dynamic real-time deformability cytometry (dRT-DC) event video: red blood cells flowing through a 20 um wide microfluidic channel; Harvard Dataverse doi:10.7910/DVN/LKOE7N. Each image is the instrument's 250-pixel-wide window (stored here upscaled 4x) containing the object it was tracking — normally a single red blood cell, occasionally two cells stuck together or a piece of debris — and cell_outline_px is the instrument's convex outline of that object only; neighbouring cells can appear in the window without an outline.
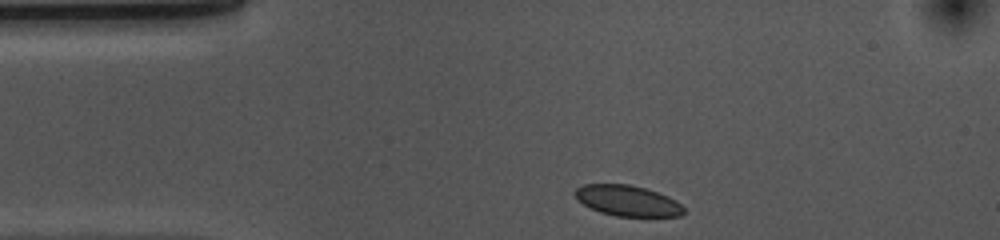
{"species": "common noctule bat (a hibernating species)", "species_latin": "Nyctalus noctula", "temperature_condition": "cold", "stored_images_in_passage": 33, "camera_frame_rate_fps": 3000, "um_per_image_px": 0.085, "animal": {"sex": "female", "body_mass_g": 10.0, "forearm_length_mm": 53.1}, "frame": {"image": 1, "passage_image": 1, "time_ms": 0.0, "image_size_px": [1000, 240], "cell_outline_px": [[684, 212], [680, 216], [616, 216], [600, 212], [576, 200], [572, 192], [576, 188], [584, 184], [628, 184], [644, 188], [668, 196], [676, 200], [684, 208]], "centroid_in_image_um": [53.3, 17.05], "position_along_channel_um": 31.7, "area_um2": 19.42}}
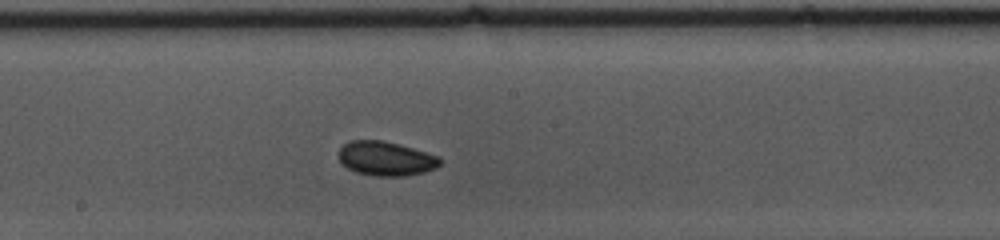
{"frame": {"image": 2, "passage_image": 19, "time_ms": 6.0, "image_size_px": [1000, 240], "cell_outline_px": [[440, 164], [436, 168], [424, 172], [404, 176], [372, 176], [356, 172], [348, 168], [340, 160], [340, 148], [348, 140], [384, 140], [400, 144], [440, 156]], "centroid_in_image_um": [32.82, 13.47], "position_along_channel_um": 215.4, "area_um2": 20.29}}
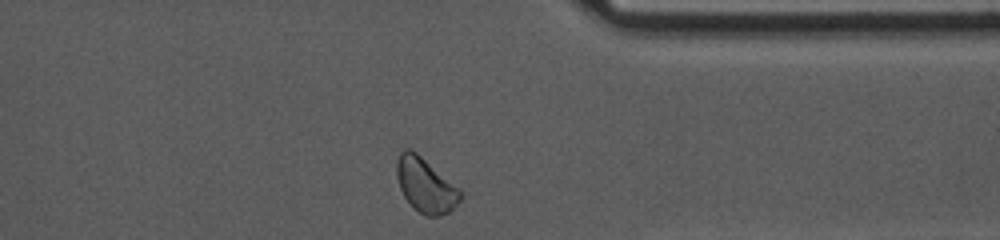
{"frame": {"image": 3, "passage_image": 33, "time_ms": 10.667, "image_size_px": [1000, 240], "cell_outline_px": [[460, 200], [448, 212], [440, 216], [424, 216], [404, 196], [400, 188], [396, 176], [396, 160], [400, 152], [404, 148], [408, 148], [416, 152], [460, 188]], "centroid_in_image_um": [36.15, 15.71], "position_along_channel_um": 375.3, "area_um2": 19.94}, "authors_computed_cell_mechanics": {"area_um2": 19.7676, "velocity_mm_per_s": 3.6143, "shape_relaxation_time_tau1_ms": null, "shape_relaxation_time_tau2_ms": 2.4217, "deformation_change_tau1": null, "deformation_change_tau2": 0.0522}}